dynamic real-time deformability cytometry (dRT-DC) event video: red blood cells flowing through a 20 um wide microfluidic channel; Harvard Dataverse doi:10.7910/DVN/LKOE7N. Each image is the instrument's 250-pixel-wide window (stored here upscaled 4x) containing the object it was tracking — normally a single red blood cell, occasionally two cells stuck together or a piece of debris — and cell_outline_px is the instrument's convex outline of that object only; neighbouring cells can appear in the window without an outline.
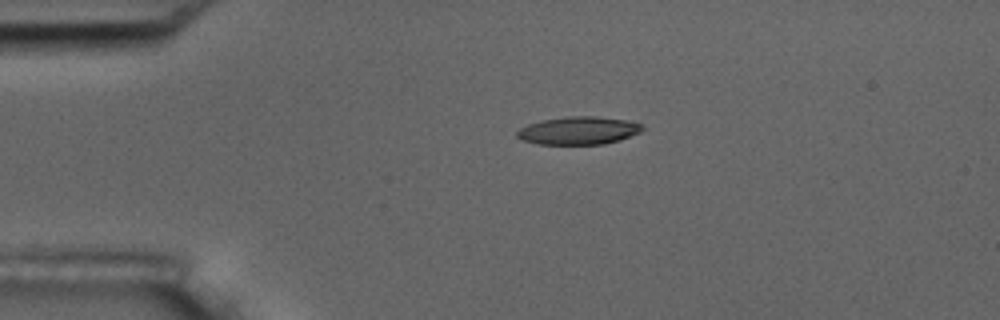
{"species": "common noctule bat (a hibernating species)", "species_latin": "Nyctalus noctula", "temperature_condition": "room temperature", "stored_images_in_passage": 2, "camera_frame_rate_fps": 3000, "um_per_image_px": 0.085, "animal": {"sex": "male", "body_mass_g": 17.5, "forearm_length_mm": 52.3}, "frame": {"image": 1, "passage_image": 1, "time_ms": 0.0, "image_size_px": [1000, 320], "cell_outline_px": [[644, 128], [640, 132], [620, 140], [604, 144], [536, 144], [520, 140], [516, 136], [516, 132], [520, 128], [528, 124], [544, 120], [568, 116], [596, 116], [624, 120], [640, 124]], "centroid_in_image_um": [49.13, 11.11], "position_along_channel_um": 35.9, "area_um2": 20.29}}